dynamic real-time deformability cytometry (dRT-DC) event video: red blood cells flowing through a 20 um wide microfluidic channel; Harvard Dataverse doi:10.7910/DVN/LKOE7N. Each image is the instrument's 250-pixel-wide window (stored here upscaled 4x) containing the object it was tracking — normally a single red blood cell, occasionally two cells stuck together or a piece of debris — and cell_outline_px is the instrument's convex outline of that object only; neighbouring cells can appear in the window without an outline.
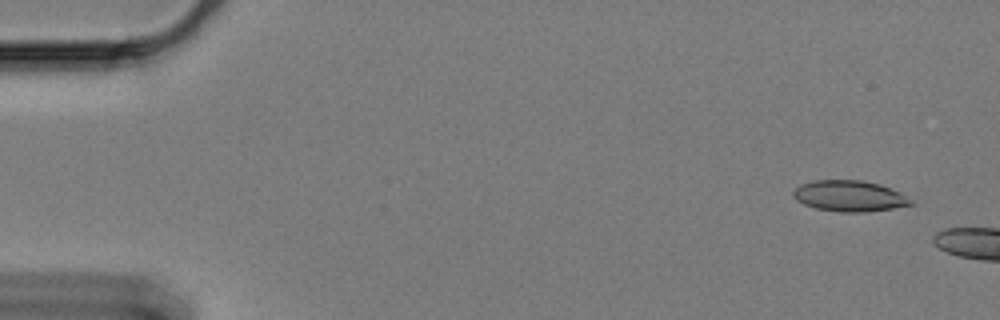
{"species": "Egyptian fruit bat (a non-hibernating species)", "species_latin": "Rousettus aegyptiacus", "temperature_condition": "cold", "stored_images_in_passage": 9, "camera_frame_rate_fps": 3000, "um_per_image_px": 0.085, "animal": {"sex": "female"}, "frame": {"image": 1, "passage_image": 1, "time_ms": 0.0, "image_size_px": [1000, 320], "cell_outline_px": [[916, 204], [892, 208], [864, 212], [840, 212], [816, 208], [804, 204], [796, 200], [792, 196], [792, 192], [800, 184], [812, 180], [860, 180], [880, 184], [900, 192]], "centroid_in_image_um": [72.18, 16.65], "position_along_channel_um": 12.8, "area_um2": 21.21}}